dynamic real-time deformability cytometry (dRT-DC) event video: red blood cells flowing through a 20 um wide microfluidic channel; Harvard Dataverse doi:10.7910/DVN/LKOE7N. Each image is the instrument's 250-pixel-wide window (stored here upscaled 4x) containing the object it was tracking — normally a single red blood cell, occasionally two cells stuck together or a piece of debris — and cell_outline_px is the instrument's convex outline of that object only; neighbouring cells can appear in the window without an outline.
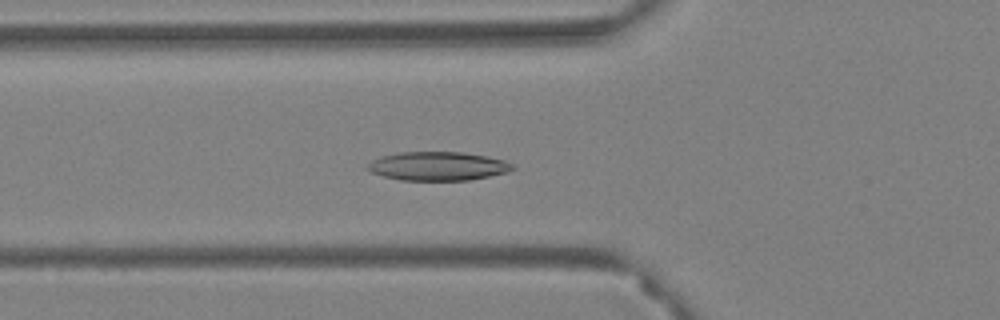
{"species": "Egyptian fruit bat (a non-hibernating species)", "species_latin": "Rousettus aegyptiacus", "temperature_condition": "warm", "stored_images_in_passage": 62, "camera_frame_rate_fps": 3000, "um_per_image_px": 0.085, "animal": {"sex": "female"}, "frame": {"image": 1, "passage_image": 23, "time_ms": 7.333, "image_size_px": [1000, 320], "cell_outline_px": [[516, 168], [508, 172], [468, 180], [400, 180], [384, 176], [372, 172], [364, 168], [372, 160], [380, 156], [400, 152], [464, 152], [504, 160], [512, 164]], "centroid_in_image_um": [37.19, 14.12], "position_along_channel_um": 88.6, "area_um2": 24.22}}
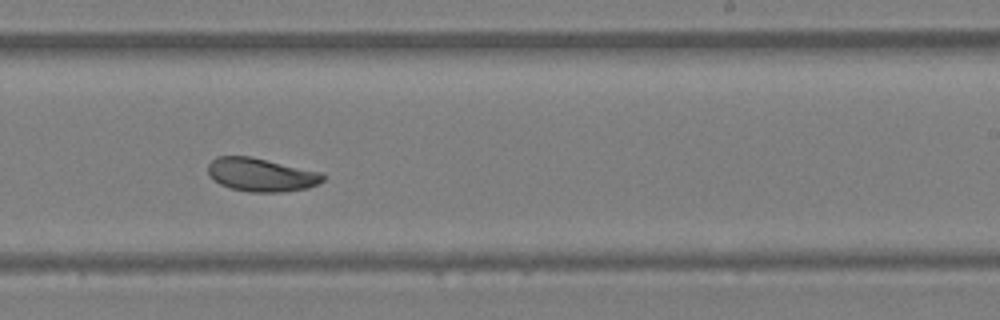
{"frame": {"image": 2, "passage_image": 39, "time_ms": 12.667, "image_size_px": [1000, 320], "cell_outline_px": [[324, 180], [308, 188], [284, 192], [248, 192], [232, 188], [220, 184], [208, 172], [208, 164], [216, 156], [252, 156], [324, 172]], "centroid_in_image_um": [22.25, 14.84], "position_along_channel_um": 266.8, "area_um2": 22.54}}
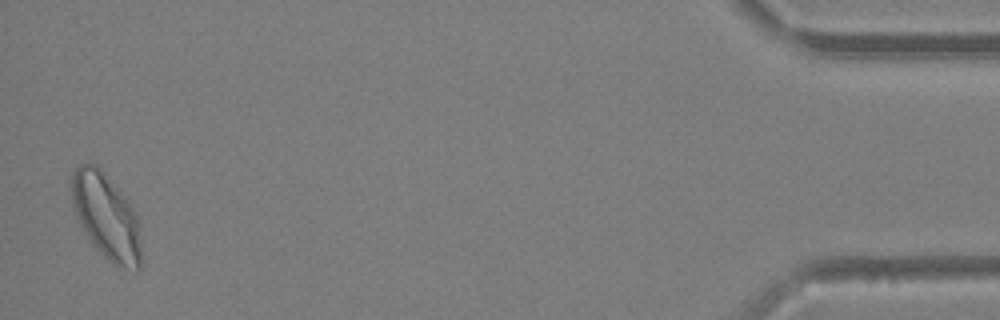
{"frame": {"image": 3, "passage_image": 61, "time_ms": 20.0, "image_size_px": [1000, 320], "cell_outline_px": [[140, 268], [136, 268], [112, 264], [104, 256], [88, 236], [72, 204], [72, 172], [80, 164], [96, 164], [100, 168], [132, 204], [136, 212], [140, 244]], "centroid_in_image_um": [9.04, 18.34], "position_along_channel_um": 426.2, "area_um2": 33.7}, "authors_computed_cell_mechanics": {"area_um2": 25.0852, "velocity_mm_per_s": 3.3471, "shape_relaxation_time_tau1_ms": 6.3314, "shape_relaxation_time_tau2_ms": 4.7136, "deformation_change_tau1": 0.1461, "deformation_change_tau2": 0.0847}}